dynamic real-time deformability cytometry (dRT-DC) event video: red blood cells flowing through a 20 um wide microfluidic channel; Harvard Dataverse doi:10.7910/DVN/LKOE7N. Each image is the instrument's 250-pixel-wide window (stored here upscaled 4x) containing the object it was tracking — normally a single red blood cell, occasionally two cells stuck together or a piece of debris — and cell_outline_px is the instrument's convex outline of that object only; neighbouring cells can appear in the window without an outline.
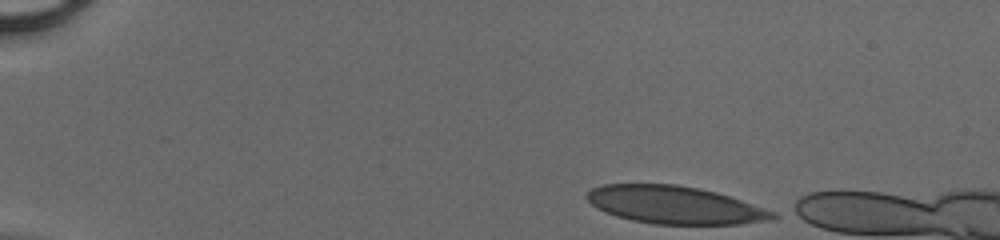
{"species": "human", "species_latin": "Homo sapiens", "temperature_condition": "cold", "stored_images_in_passage": 36, "camera_frame_rate_fps": 3000, "um_per_image_px": 0.085, "donor": {"sex": "male"}, "frame": {"image": 1, "passage_image": 1, "time_ms": 0.0, "image_size_px": [1000, 240], "cell_outline_px": [[776, 216], [768, 220], [740, 224], [652, 224], [632, 220], [616, 216], [596, 208], [584, 196], [592, 188], [604, 184], [676, 184], [716, 192], [776, 212]], "centroid_in_image_um": [57.3, 17.42], "position_along_channel_um": 27.7, "area_um2": 40.52}}
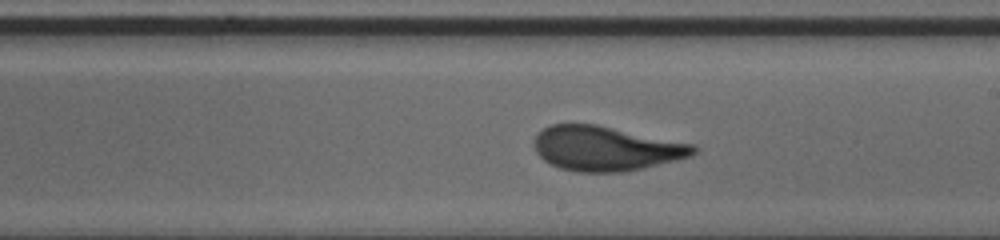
{"frame": {"image": 2, "passage_image": 23, "time_ms": 7.333, "image_size_px": [1000, 240], "cell_outline_px": [[700, 148], [692, 156], [644, 168], [624, 172], [576, 172], [560, 168], [544, 160], [536, 152], [532, 144], [532, 140], [544, 128], [552, 124], [596, 124], [696, 144]], "centroid_in_image_um": [51.53, 12.62], "position_along_channel_um": 237.5, "area_um2": 41.73}}
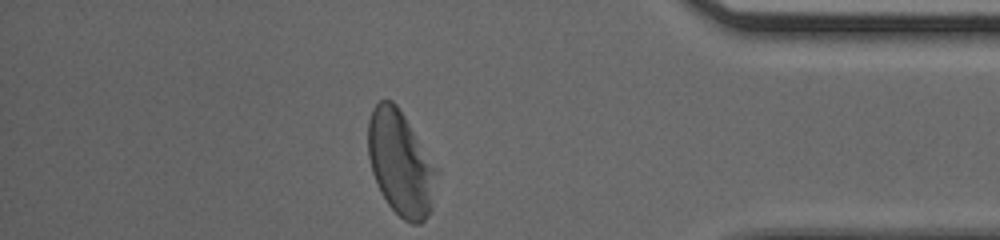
{"frame": {"image": 3, "passage_image": 36, "time_ms": 11.667, "image_size_px": [1000, 240], "cell_outline_px": [[440, 172], [432, 208], [428, 216], [420, 224], [412, 224], [404, 220], [388, 204], [380, 192], [372, 172], [368, 156], [368, 120], [372, 108], [380, 100], [392, 100], [396, 104], [440, 168]], "centroid_in_image_um": [34.1, 13.89], "position_along_channel_um": 401.1, "area_um2": 42.66}}